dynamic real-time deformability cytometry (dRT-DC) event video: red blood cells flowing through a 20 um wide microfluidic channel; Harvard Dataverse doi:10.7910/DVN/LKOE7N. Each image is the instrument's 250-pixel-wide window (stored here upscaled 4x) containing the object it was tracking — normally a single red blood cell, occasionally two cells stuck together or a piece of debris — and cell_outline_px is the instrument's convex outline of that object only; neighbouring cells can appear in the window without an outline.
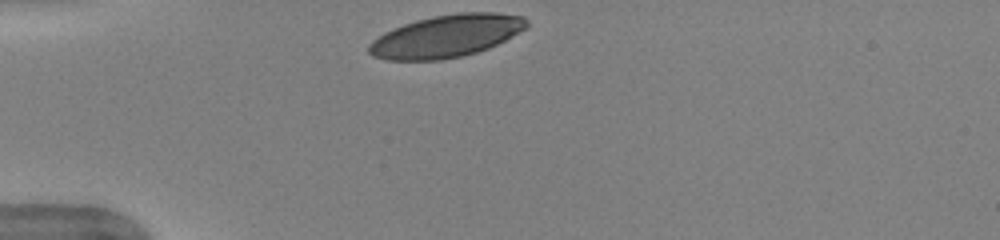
{"species": "human", "species_latin": "Homo sapiens", "temperature_condition": "warm", "stored_images_in_passage": 30, "camera_frame_rate_fps": 3000, "um_per_image_px": 0.085, "donor": {"sex": "female"}, "frame": {"image": 1, "passage_image": 1, "time_ms": 0.0, "image_size_px": [1000, 240], "cell_outline_px": [[528, 28], [488, 48], [476, 52], [460, 56], [440, 60], [388, 60], [372, 56], [368, 52], [368, 44], [372, 40], [384, 32], [404, 24], [416, 20], [432, 16], [460, 12], [496, 12], [524, 16], [528, 20]], "centroid_in_image_um": [37.94, 3.06], "position_along_channel_um": 47.1, "area_um2": 39.07}}
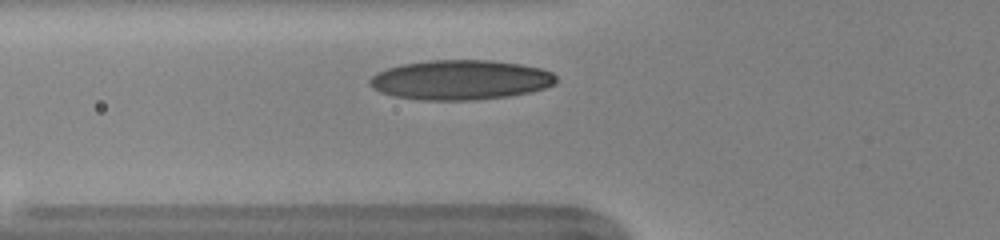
{"frame": {"image": 2, "passage_image": 6, "time_ms": 1.667, "image_size_px": [1000, 240], "cell_outline_px": [[556, 84], [532, 92], [508, 96], [476, 100], [420, 100], [396, 96], [380, 92], [372, 88], [368, 84], [368, 80], [376, 72], [400, 64], [428, 60], [492, 60], [520, 64], [540, 68], [552, 72], [556, 76]], "centroid_in_image_um": [39.13, 6.79], "position_along_channel_um": 86.7, "area_um2": 43.47}}
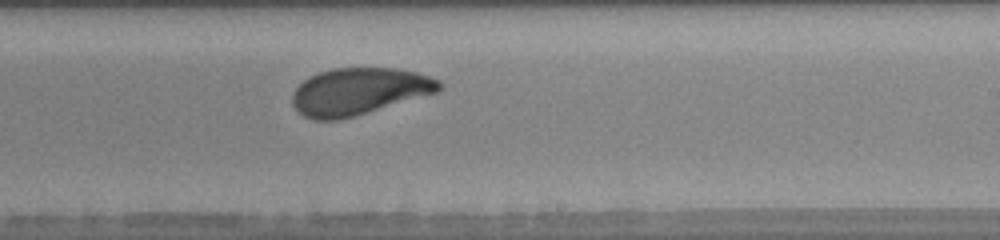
{"frame": {"image": 3, "passage_image": 19, "time_ms": 6.0, "image_size_px": [1000, 240], "cell_outline_px": [[440, 92], [356, 116], [340, 120], [312, 120], [304, 116], [292, 104], [292, 92], [308, 76], [332, 68], [396, 68], [416, 72], [432, 76], [440, 80]], "centroid_in_image_um": [30.53, 7.77], "position_along_channel_um": 258.5, "area_um2": 40.58}, "authors_computed_cell_mechanics": {"area_um2": 40.8357, "velocity_mm_per_s": 3.9533, "shape_relaxation_time_tau1_ms": 2.624, "shape_relaxation_time_tau2_ms": 1.7817, "deformation_change_tau1": 0.1262, "deformation_change_tau2": 0.0782}}